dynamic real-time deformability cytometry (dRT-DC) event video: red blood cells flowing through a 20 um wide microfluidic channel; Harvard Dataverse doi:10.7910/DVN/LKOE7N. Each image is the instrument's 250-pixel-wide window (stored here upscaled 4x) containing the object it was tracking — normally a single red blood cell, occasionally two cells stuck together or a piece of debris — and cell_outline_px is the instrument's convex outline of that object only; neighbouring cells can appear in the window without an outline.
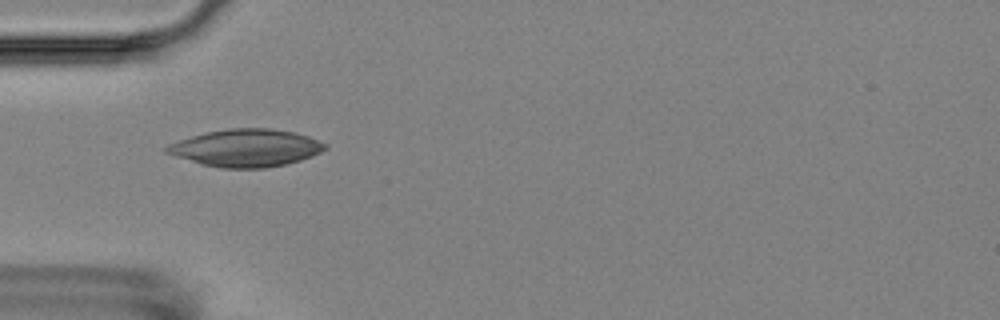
{"species": "Egyptian fruit bat (a non-hibernating species)", "species_latin": "Rousettus aegyptiacus", "temperature_condition": "room temperature", "stored_images_in_passage": 5, "camera_frame_rate_fps": 3000, "um_per_image_px": 0.085, "animal": {"sex": "female"}, "frame": {"image": 1, "passage_image": 4, "time_ms": 4.333, "image_size_px": [1000, 320], "cell_outline_px": [[328, 148], [312, 156], [300, 160], [284, 164], [264, 168], [220, 168], [200, 164], [164, 152], [164, 148], [168, 144], [204, 132], [228, 128], [268, 128], [292, 132], [308, 136], [328, 144]], "centroid_in_image_um": [20.9, 12.57], "position_along_channel_um": 64.1, "area_um2": 34.56}}
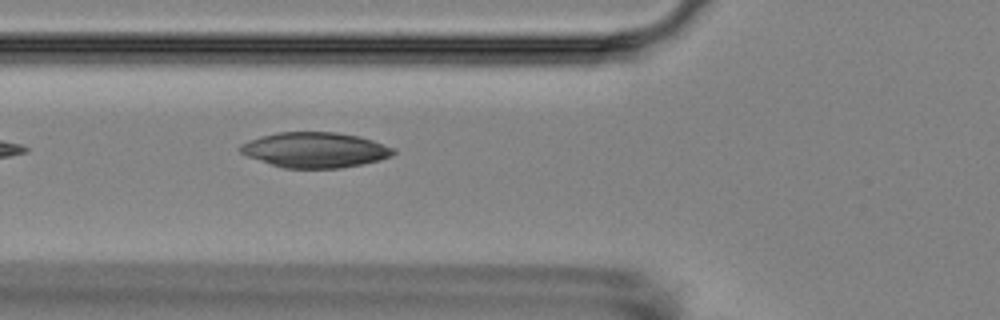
{"frame": {"image": 2, "passage_image": 5, "time_ms": 5.333, "image_size_px": [1000, 320], "cell_outline_px": [[396, 152], [392, 156], [380, 160], [340, 168], [284, 168], [248, 156], [240, 152], [236, 148], [240, 144], [248, 140], [260, 136], [276, 132], [336, 132], [360, 136], [396, 148]], "centroid_in_image_um": [26.78, 12.73], "position_along_channel_um": 99.0, "area_um2": 31.62}}